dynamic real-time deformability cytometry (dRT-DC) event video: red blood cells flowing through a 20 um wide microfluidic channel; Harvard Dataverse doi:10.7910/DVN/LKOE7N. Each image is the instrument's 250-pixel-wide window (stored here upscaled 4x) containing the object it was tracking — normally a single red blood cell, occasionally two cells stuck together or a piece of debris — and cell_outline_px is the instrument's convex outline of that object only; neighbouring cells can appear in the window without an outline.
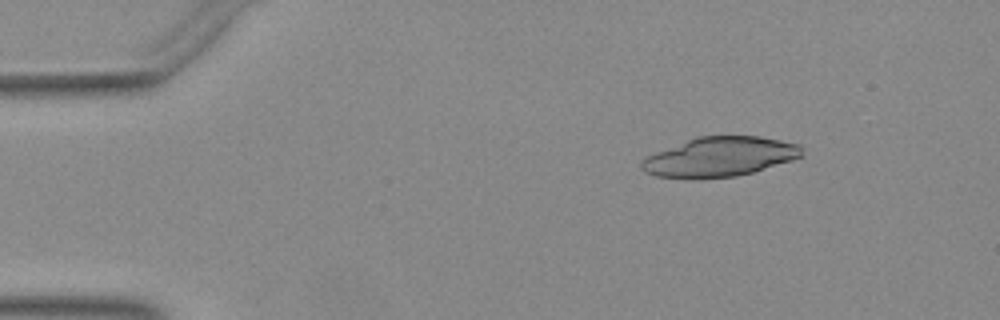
{"species": "Egyptian fruit bat (a non-hibernating species)", "species_latin": "Rousettus aegyptiacus", "temperature_condition": "warm", "stored_images_in_passage": 37, "camera_frame_rate_fps": 3000, "um_per_image_px": 0.085, "animal": {"sex": "female"}, "frame": {"image": 1, "passage_image": 2, "time_ms": 0.333, "image_size_px": [1000, 320], "cell_outline_px": [[804, 156], [792, 160], [752, 172], [736, 176], [656, 176], [644, 172], [640, 168], [640, 160], [656, 152], [696, 136], [760, 136], [800, 144]], "centroid_in_image_um": [61.21, 13.29], "position_along_channel_um": 23.8, "area_um2": 36.18}}